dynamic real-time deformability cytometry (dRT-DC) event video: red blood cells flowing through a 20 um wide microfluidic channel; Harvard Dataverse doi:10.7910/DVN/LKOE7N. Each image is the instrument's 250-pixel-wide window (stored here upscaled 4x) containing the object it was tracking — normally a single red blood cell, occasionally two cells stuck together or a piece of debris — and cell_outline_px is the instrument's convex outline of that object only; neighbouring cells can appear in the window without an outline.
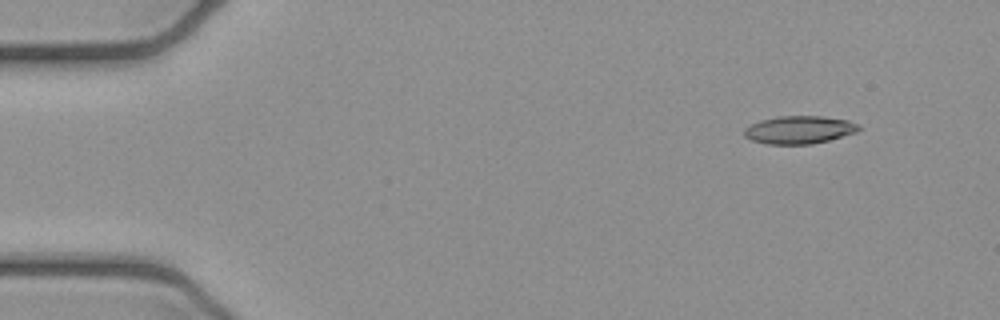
{"species": "common noctule bat (a hibernating species)", "species_latin": "Nyctalus noctula", "temperature_condition": "cold", "stored_images_in_passage": 7, "camera_frame_rate_fps": 3000, "um_per_image_px": 0.085, "animal": {"sex": "female", "body_mass_g": 21.9}, "frame": {"image": 1, "passage_image": 1, "time_ms": 0.0, "image_size_px": [1000, 320], "cell_outline_px": [[860, 128], [856, 132], [828, 140], [812, 144], [768, 144], [752, 140], [744, 136], [744, 128], [760, 120], [776, 116], [824, 116], [848, 120], [856, 124]], "centroid_in_image_um": [67.9, 11.02], "position_along_channel_um": 17.1, "area_um2": 18.5}}
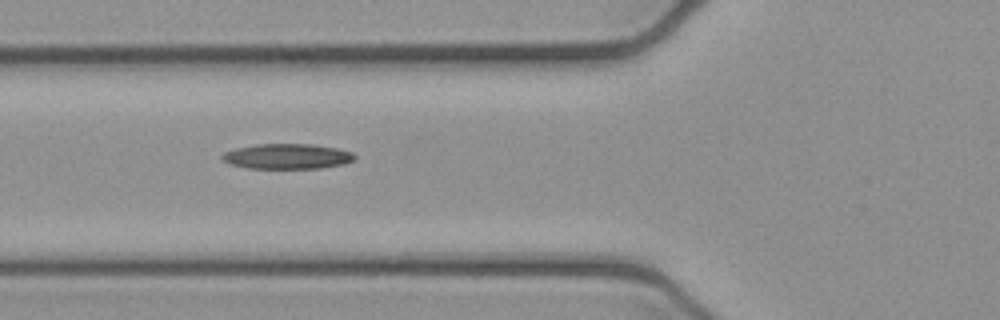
{"frame": {"image": 2, "passage_image": 5, "time_ms": 1.333, "image_size_px": [1000, 320], "cell_outline_px": [[356, 156], [352, 160], [344, 164], [320, 168], [248, 168], [232, 164], [224, 160], [220, 156], [224, 152], [236, 148], [256, 144], [312, 144], [336, 148], [352, 152]], "centroid_in_image_um": [24.42, 13.28], "position_along_channel_um": 101.4, "area_um2": 19.31}}
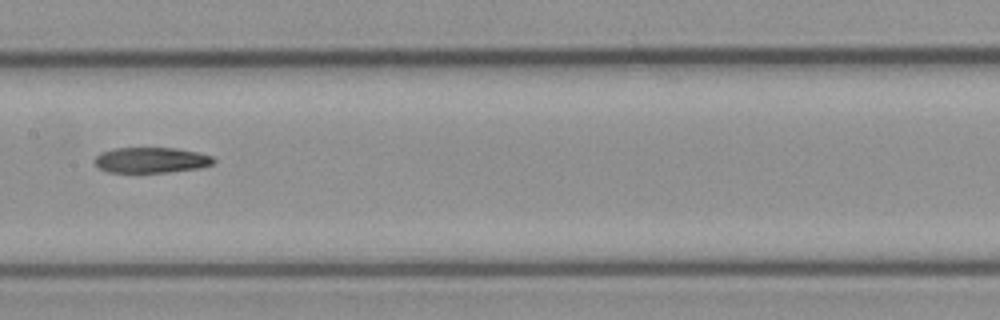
{"frame": {"image": 3, "passage_image": 7, "time_ms": 2.0, "image_size_px": [1000, 320], "cell_outline_px": [[216, 160], [212, 164], [200, 168], [168, 172], [108, 172], [100, 168], [92, 160], [100, 152], [112, 148], [176, 148], [200, 152], [212, 156]], "centroid_in_image_um": [12.85, 13.6], "position_along_channel_um": 194.5, "area_um2": 17.86}}